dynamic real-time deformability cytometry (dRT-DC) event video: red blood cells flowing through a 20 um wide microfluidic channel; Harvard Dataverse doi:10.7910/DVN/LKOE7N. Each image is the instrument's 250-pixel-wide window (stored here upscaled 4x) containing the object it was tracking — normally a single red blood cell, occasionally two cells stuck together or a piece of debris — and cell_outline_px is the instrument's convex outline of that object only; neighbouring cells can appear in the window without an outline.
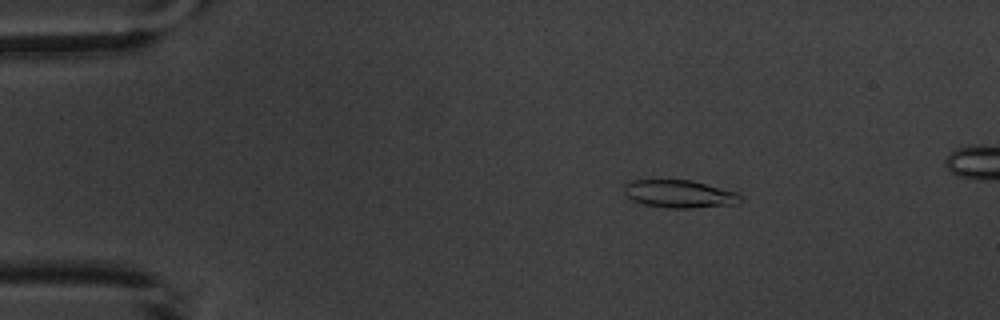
{"species": "common noctule bat (a hibernating species)", "species_latin": "Nyctalus noctula", "temperature_condition": "warm", "stored_images_in_passage": 4, "camera_frame_rate_fps": 3000, "um_per_image_px": 0.085, "animal": {"sex": "male", "body_mass_g": 20.1, "forearm_length_mm": 53.5}, "frame": {"image": 1, "passage_image": 1, "time_ms": 0.0, "image_size_px": [1000, 320], "cell_outline_px": [[740, 200], [728, 204], [692, 208], [668, 208], [644, 204], [632, 200], [624, 192], [624, 184], [632, 180], [692, 180], [736, 192], [740, 196]], "centroid_in_image_um": [57.67, 16.47], "position_along_channel_um": 27.3, "area_um2": 18.44}}